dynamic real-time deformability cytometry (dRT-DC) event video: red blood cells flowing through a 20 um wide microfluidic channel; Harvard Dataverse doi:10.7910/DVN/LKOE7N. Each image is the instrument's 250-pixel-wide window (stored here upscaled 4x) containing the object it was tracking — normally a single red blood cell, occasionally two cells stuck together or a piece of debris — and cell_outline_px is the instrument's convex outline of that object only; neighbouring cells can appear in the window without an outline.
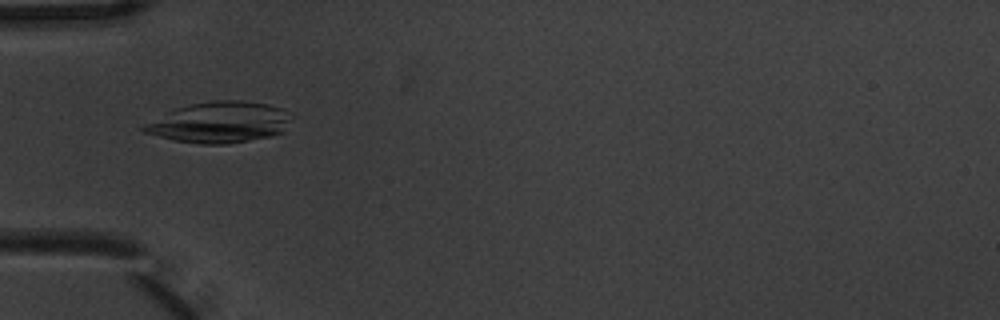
{"species": "common noctule bat (a hibernating species)", "species_latin": "Nyctalus noctula", "temperature_condition": "warm", "stored_images_in_passage": 8, "camera_frame_rate_fps": 3000, "um_per_image_px": 0.085, "animal": {"sex": "male", "body_mass_g": 20.1, "forearm_length_mm": 53.5}, "frame": {"image": 1, "passage_image": 6, "time_ms": 1.667, "image_size_px": [1000, 320], "cell_outline_px": [[288, 120], [284, 132], [272, 136], [228, 144], [200, 144], [176, 140], [144, 132], [140, 128], [144, 124], [176, 108], [192, 104], [212, 100], [240, 100], [268, 104], [284, 108]], "centroid_in_image_um": [18.66, 10.4], "position_along_channel_um": 66.3, "area_um2": 34.85}}
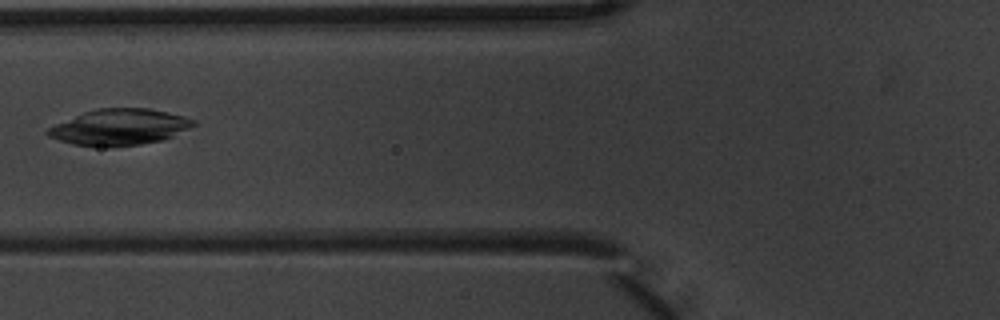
{"frame": {"image": 2, "passage_image": 7, "time_ms": 2.0, "image_size_px": [1000, 320], "cell_outline_px": [[196, 124], [164, 140], [140, 144], [108, 148], [72, 144], [48, 136], [44, 132], [48, 128], [56, 124], [84, 112], [96, 108], [148, 108], [168, 112], [184, 116], [196, 120]], "centroid_in_image_um": [10.15, 10.81], "position_along_channel_um": 115.7, "area_um2": 30.69}}
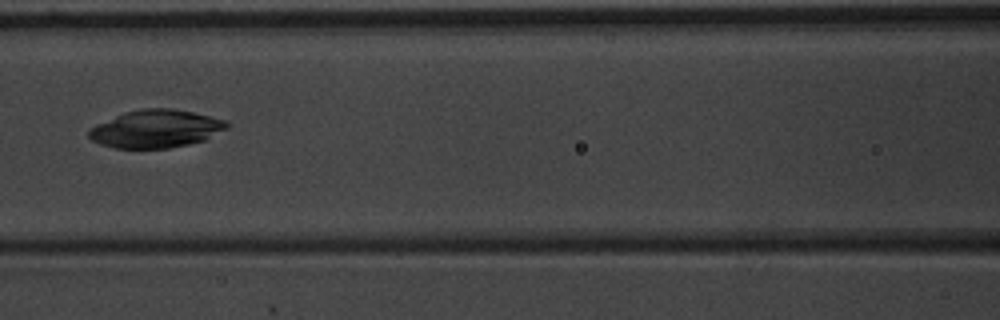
{"frame": {"image": 3, "passage_image": 8, "time_ms": 2.333, "image_size_px": [1000, 320], "cell_outline_px": [[228, 128], [204, 140], [188, 144], [168, 148], [116, 148], [100, 144], [92, 140], [88, 136], [88, 128], [96, 124], [124, 112], [140, 108], [172, 108], [192, 112], [224, 120], [228, 124]], "centroid_in_image_um": [13.21, 10.94], "position_along_channel_um": 153.4, "area_um2": 30.35}}